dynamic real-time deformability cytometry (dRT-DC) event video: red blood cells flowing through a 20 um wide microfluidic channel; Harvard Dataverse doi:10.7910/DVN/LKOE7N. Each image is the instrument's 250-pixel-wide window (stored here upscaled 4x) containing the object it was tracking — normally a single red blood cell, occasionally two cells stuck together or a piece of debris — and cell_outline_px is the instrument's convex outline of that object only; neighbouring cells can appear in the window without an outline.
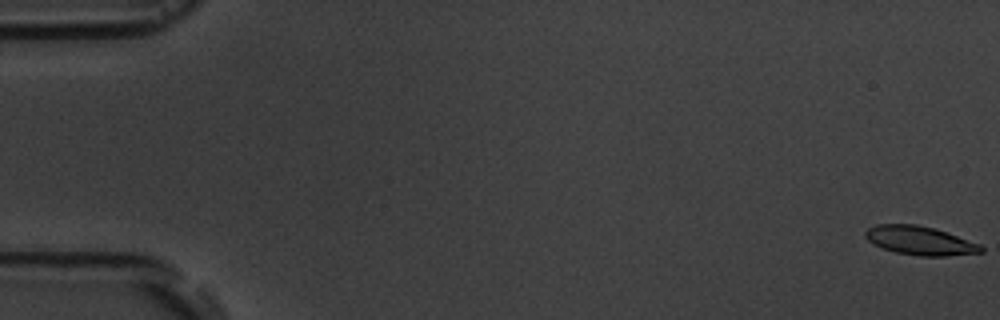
{"species": "common noctule bat (a hibernating species)", "species_latin": "Nyctalus noctula", "temperature_condition": "room temperature", "stored_images_in_passage": 5, "camera_frame_rate_fps": 3000, "um_per_image_px": 0.085, "animal": {"sex": "male", "body_mass_g": 19.5, "forearm_length_mm": 54.6}, "frame": {"image": 1, "passage_image": 1, "time_ms": 0.0, "image_size_px": [1000, 320], "cell_outline_px": [[984, 252], [944, 256], [920, 256], [896, 252], [872, 244], [864, 236], [864, 232], [868, 228], [876, 224], [916, 224], [936, 228], [980, 244], [984, 248]], "centroid_in_image_um": [78.19, 20.44], "position_along_channel_um": 6.8, "area_um2": 19.48}}
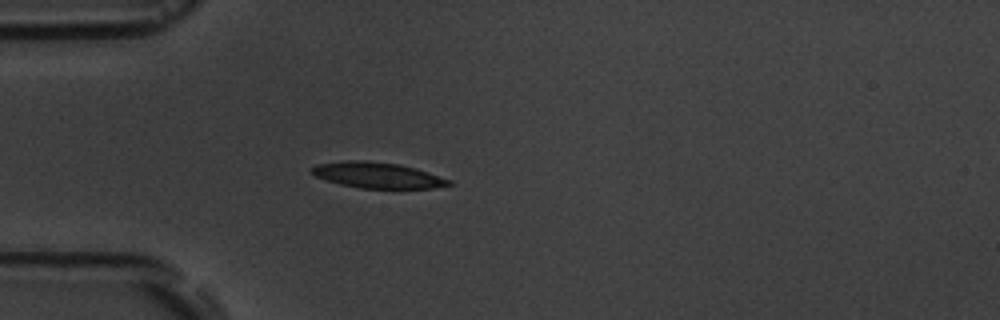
{"frame": {"image": 2, "passage_image": 5, "time_ms": 5.333, "image_size_px": [1000, 320], "cell_outline_px": [[452, 184], [432, 188], [360, 188], [340, 184], [316, 176], [308, 168], [316, 164], [344, 160], [368, 160], [400, 164], [416, 168], [452, 180]], "centroid_in_image_um": [32.07, 14.87], "position_along_channel_um": 52.9, "area_um2": 20.69}}